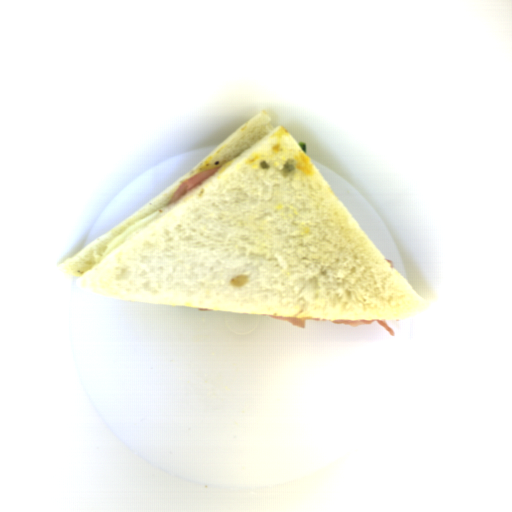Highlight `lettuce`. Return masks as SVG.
Here are the masks:
<instances>
[{"mask_svg":"<svg viewBox=\"0 0 512 512\" xmlns=\"http://www.w3.org/2000/svg\"><path fill=\"white\" fill-rule=\"evenodd\" d=\"M300 148L303 150V152L306 154V150H307V143L305 142H300L298 143Z\"/></svg>","mask_w":512,"mask_h":512,"instance_id":"lettuce-1","label":"lettuce"}]
</instances>
